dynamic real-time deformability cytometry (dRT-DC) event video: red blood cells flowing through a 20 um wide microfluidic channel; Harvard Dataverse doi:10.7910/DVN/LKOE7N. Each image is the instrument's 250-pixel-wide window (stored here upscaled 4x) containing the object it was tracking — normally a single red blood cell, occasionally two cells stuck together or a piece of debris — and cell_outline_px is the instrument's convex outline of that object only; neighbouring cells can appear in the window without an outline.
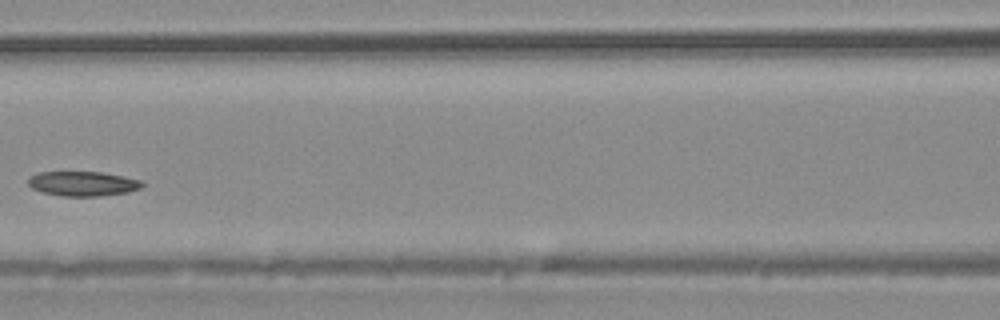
{"species": "common noctule bat (a hibernating species)", "species_latin": "Nyctalus noctula", "temperature_condition": "warm", "stored_images_in_passage": 5, "camera_frame_rate_fps": 3000, "um_per_image_px": 0.085, "animal": {"sex": "male", "body_mass_g": 20.4}, "frame": {"image": 1, "passage_image": 5, "time_ms": 4.667, "image_size_px": [1000, 320], "cell_outline_px": [[144, 184], [140, 188], [128, 192], [96, 196], [60, 196], [44, 192], [32, 188], [28, 184], [28, 180], [36, 172], [100, 172], [124, 176], [140, 180]], "centroid_in_image_um": [7.04, 15.61], "position_along_channel_um": 159.6, "area_um2": 16.24}}